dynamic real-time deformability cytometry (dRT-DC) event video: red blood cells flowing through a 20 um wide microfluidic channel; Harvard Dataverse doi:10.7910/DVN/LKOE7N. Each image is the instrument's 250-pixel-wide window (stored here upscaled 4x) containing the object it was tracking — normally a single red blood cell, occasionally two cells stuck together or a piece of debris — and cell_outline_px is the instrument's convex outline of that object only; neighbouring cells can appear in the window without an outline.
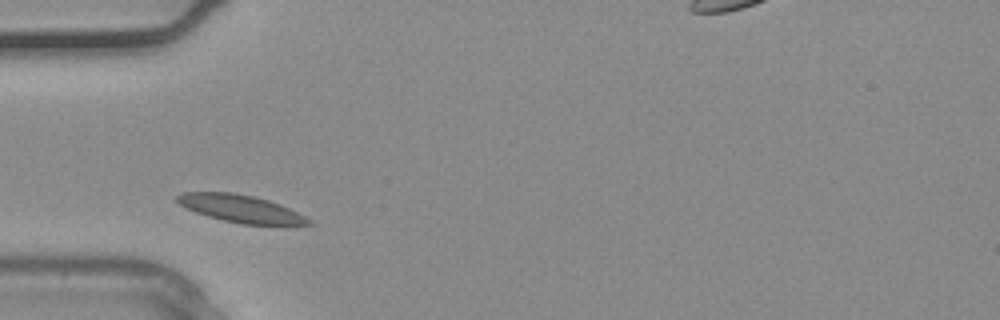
{"species": "common noctule bat (a hibernating species)", "species_latin": "Nyctalus noctula", "temperature_condition": "warm", "stored_images_in_passage": 1, "camera_frame_rate_fps": 3000, "um_per_image_px": 0.085, "animal": {"sex": "male", "body_mass_g": 20.4}, "frame": {"image": 1, "passage_image": 1, "time_ms": 0.0, "image_size_px": [1000, 320], "cell_outline_px": [[312, 224], [288, 228], [280, 228], [240, 224], [208, 216], [184, 208], [176, 200], [176, 196], [184, 192], [232, 192], [252, 196], [268, 200], [280, 204], [312, 220]], "centroid_in_image_um": [20.58, 17.8], "position_along_channel_um": 64.4, "area_um2": 21.85}}